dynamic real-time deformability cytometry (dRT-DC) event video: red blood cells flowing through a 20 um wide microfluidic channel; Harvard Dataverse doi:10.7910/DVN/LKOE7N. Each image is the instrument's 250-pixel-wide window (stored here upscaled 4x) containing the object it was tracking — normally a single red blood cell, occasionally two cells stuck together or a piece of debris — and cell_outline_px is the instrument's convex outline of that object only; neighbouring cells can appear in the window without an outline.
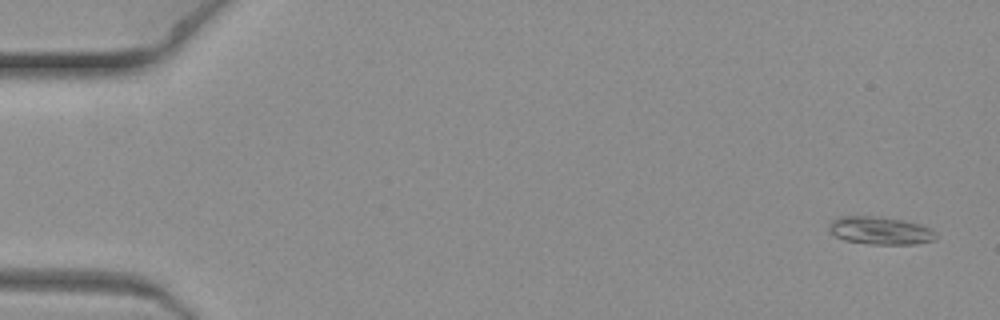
{"species": "common noctule bat (a hibernating species)", "species_latin": "Nyctalus noctula", "temperature_condition": "warm", "stored_images_in_passage": 6, "camera_frame_rate_fps": 3000, "um_per_image_px": 0.085, "animal": {"sex": "female", "body_mass_g": 19.3, "forearm_length_mm": 54.1}, "frame": {"image": 1, "passage_image": 1, "time_ms": 0.0, "image_size_px": [1000, 320], "cell_outline_px": [[936, 240], [912, 244], [872, 244], [844, 240], [836, 236], [828, 228], [828, 224], [832, 220], [840, 216], [872, 216], [904, 220], [920, 224], [936, 232]], "centroid_in_image_um": [74.81, 19.59], "position_along_channel_um": 10.2, "area_um2": 17.22}}